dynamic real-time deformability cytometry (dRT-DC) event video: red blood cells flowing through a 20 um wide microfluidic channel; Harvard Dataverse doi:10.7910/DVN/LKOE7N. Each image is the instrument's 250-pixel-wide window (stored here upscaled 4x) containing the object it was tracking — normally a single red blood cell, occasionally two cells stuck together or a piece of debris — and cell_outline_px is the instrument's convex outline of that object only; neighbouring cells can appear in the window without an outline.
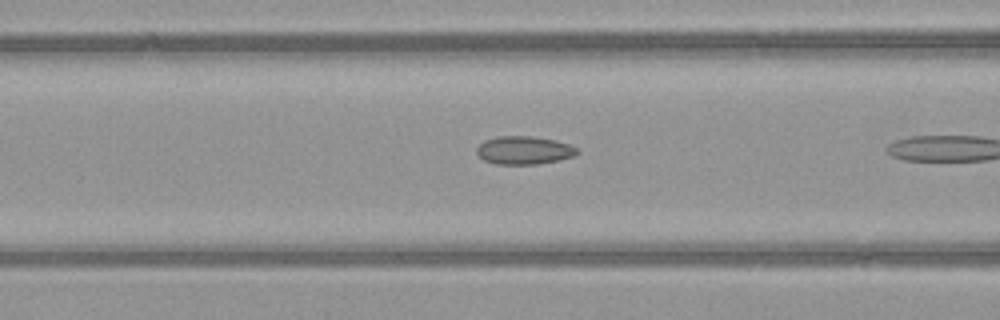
{"species": "common noctule bat (a hibernating species)", "species_latin": "Nyctalus noctula", "temperature_condition": "warm", "stored_images_in_passage": 7, "camera_frame_rate_fps": 3000, "um_per_image_px": 0.085, "animal": {"sex": "female", "body_mass_g": 21.9}, "frame": {"image": 1, "passage_image": 6, "time_ms": 1.667, "image_size_px": [1000, 320], "cell_outline_px": [[580, 152], [576, 156], [560, 160], [536, 164], [496, 164], [484, 160], [476, 152], [476, 148], [484, 140], [496, 136], [532, 136], [556, 140], [568, 144], [576, 148]], "centroid_in_image_um": [44.56, 12.77], "position_along_channel_um": 122.0, "area_um2": 16.59}}